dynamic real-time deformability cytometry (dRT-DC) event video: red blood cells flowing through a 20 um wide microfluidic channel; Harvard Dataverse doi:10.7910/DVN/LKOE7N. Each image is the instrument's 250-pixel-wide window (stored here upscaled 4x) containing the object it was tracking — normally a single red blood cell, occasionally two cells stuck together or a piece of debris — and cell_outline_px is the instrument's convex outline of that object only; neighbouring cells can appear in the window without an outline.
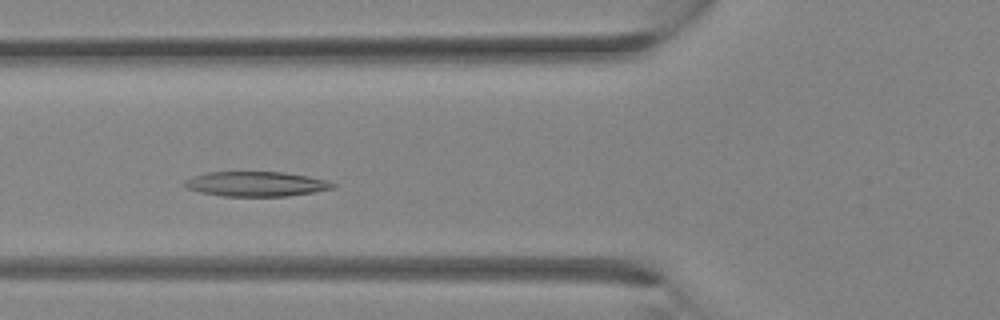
{"species": "Egyptian fruit bat (a non-hibernating species)", "species_latin": "Rousettus aegyptiacus", "temperature_condition": "room temperature", "stored_images_in_passage": 24, "camera_frame_rate_fps": 3000, "um_per_image_px": 0.085, "animal": {"sex": "female"}, "frame": {"image": 1, "passage_image": 4, "time_ms": 1.0, "image_size_px": [1000, 320], "cell_outline_px": [[336, 188], [288, 196], [224, 196], [200, 192], [188, 188], [184, 184], [184, 180], [192, 176], [208, 172], [284, 172], [308, 176], [328, 180], [336, 184]], "centroid_in_image_um": [21.8, 15.63], "position_along_channel_um": 104.0, "area_um2": 21.44}}
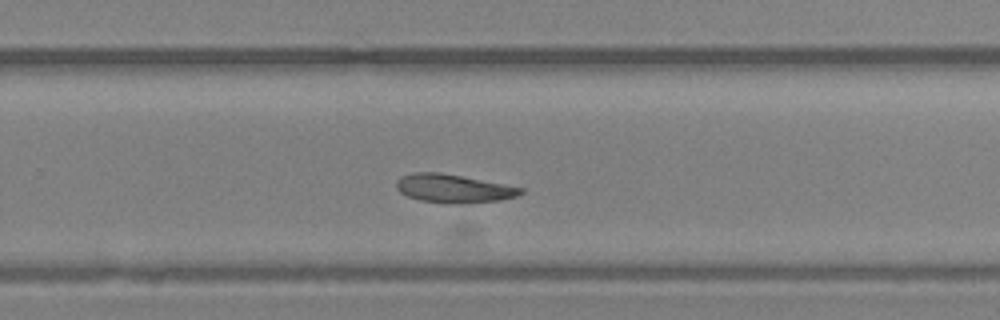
{"frame": {"image": 2, "passage_image": 13, "time_ms": 4.0, "image_size_px": [1000, 320], "cell_outline_px": [[524, 192], [516, 196], [500, 200], [468, 204], [444, 204], [420, 200], [408, 196], [400, 192], [396, 188], [396, 180], [400, 176], [416, 172], [440, 172], [524, 188]], "centroid_in_image_um": [38.52, 16.04], "position_along_channel_um": 291.3, "area_um2": 20.75}}
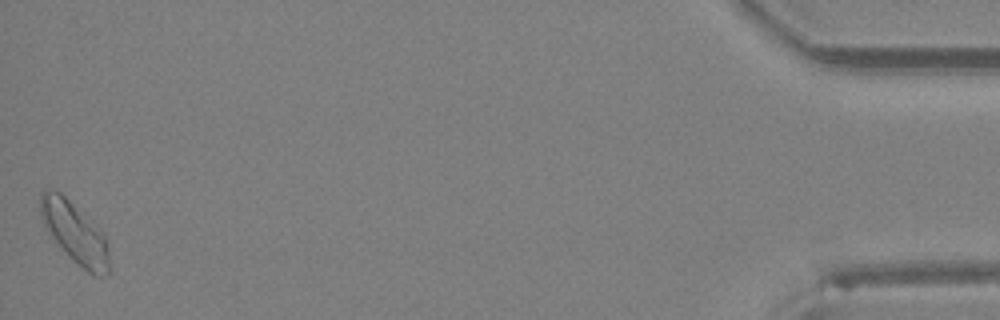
{"frame": {"image": 3, "passage_image": 24, "time_ms": 7.667, "image_size_px": [1000, 320], "cell_outline_px": [[112, 272], [104, 276], [92, 276], [72, 260], [60, 248], [44, 228], [40, 216], [40, 192], [44, 188], [52, 188], [60, 192], [100, 228], [104, 236], [108, 248]], "centroid_in_image_um": [6.35, 19.81], "position_along_channel_um": 428.8, "area_um2": 25.2}}